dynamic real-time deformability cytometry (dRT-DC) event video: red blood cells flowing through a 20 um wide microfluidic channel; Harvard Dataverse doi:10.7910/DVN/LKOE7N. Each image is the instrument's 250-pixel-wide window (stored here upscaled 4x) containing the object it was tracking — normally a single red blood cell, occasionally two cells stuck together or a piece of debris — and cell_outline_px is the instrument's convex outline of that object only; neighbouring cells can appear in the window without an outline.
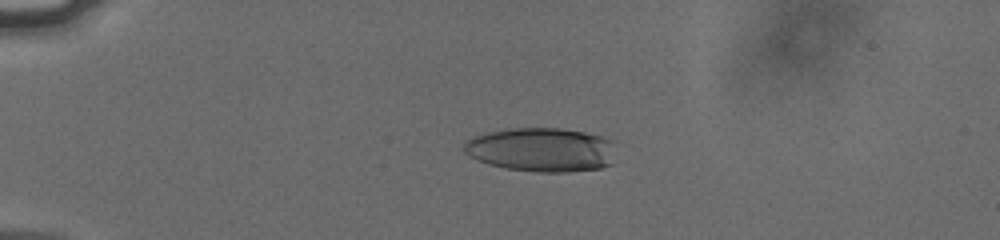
{"species": "human", "species_latin": "Homo sapiens", "temperature_condition": "cold", "stored_images_in_passage": 57, "camera_frame_rate_fps": 3000, "um_per_image_px": 0.085, "donor": {"sex": "male"}, "frame": {"image": 1, "passage_image": 15, "time_ms": 4.667, "image_size_px": [1000, 240], "cell_outline_px": [[612, 164], [600, 168], [568, 172], [536, 172], [504, 168], [488, 164], [476, 160], [468, 156], [464, 152], [464, 144], [472, 136], [488, 132], [512, 128], [560, 128], [584, 132], [600, 136], [608, 140]], "centroid_in_image_um": [45.92, 12.73], "position_along_channel_um": 39.1, "area_um2": 38.67}}
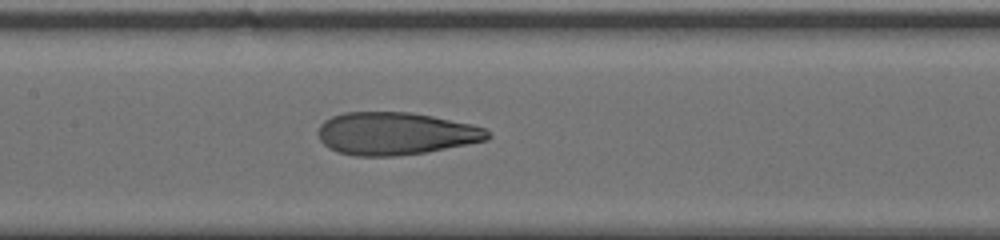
{"frame": {"image": 2, "passage_image": 30, "time_ms": 9.667, "image_size_px": [1000, 240], "cell_outline_px": [[492, 136], [488, 140], [424, 152], [396, 156], [356, 156], [340, 152], [328, 148], [320, 140], [316, 132], [320, 124], [324, 120], [332, 116], [344, 112], [412, 112], [472, 124], [484, 128]], "centroid_in_image_um": [33.59, 11.34], "position_along_channel_um": 173.8, "area_um2": 42.14}}
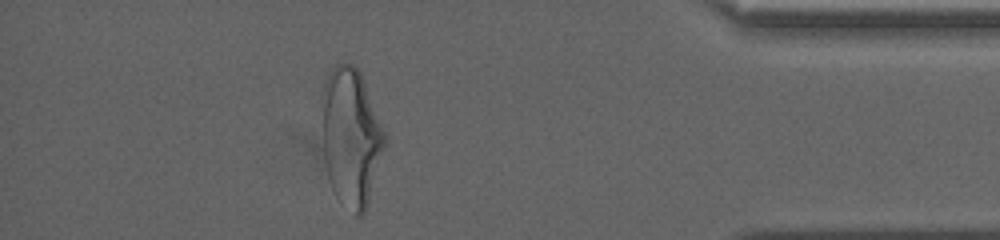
{"frame": {"image": 3, "passage_image": 51, "time_ms": 16.667, "image_size_px": [1000, 240], "cell_outline_px": [[388, 144], [368, 204], [364, 212], [360, 216], [356, 216], [336, 196], [332, 188], [328, 176], [324, 160], [320, 100], [324, 84], [332, 68], [336, 64], [352, 64], [360, 72], [388, 136]], "centroid_in_image_um": [29.86, 11.66], "position_along_channel_um": 405.3, "area_um2": 51.44}, "authors_computed_cell_mechanics": {"area_um2": 42.0784, "velocity_mm_per_s": 3.797, "shape_relaxation_time_tau1_ms": 4.5885, "shape_relaxation_time_tau2_ms": 1.2594, "deformation_change_tau1": 0.2115, "deformation_change_tau2": 0.0945}}